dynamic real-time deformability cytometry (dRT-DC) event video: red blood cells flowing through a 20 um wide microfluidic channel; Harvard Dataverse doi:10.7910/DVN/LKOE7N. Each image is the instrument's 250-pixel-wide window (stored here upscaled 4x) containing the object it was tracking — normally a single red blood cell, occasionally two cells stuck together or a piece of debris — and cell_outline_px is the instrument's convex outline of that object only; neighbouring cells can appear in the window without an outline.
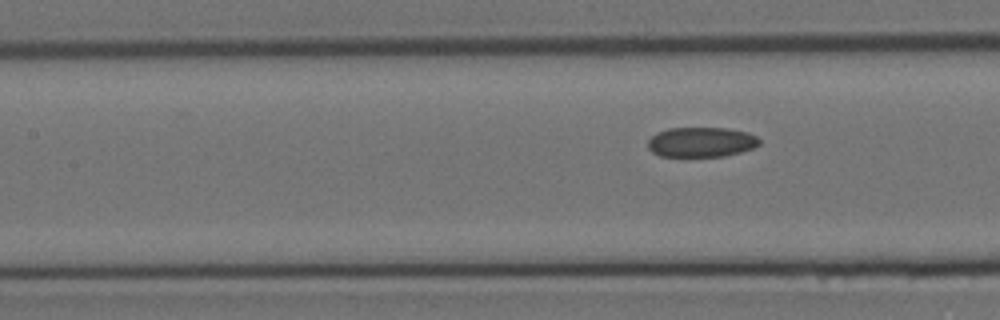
{"species": "Egyptian fruit bat (a non-hibernating species)", "species_latin": "Rousettus aegyptiacus", "temperature_condition": "room temperature", "stored_images_in_passage": 8, "segment_of_instrument_passage": [2, 2], "camera_frame_rate_fps": 3000, "um_per_image_px": 0.085, "animal": {"sex": "female"}, "frame": {"image": 1, "passage_image": 8, "time_ms": 2.333, "image_size_px": [1000, 320], "cell_outline_px": [[760, 144], [752, 148], [740, 152], [724, 156], [660, 156], [652, 152], [648, 148], [648, 140], [656, 132], [668, 128], [724, 128], [748, 132], [756, 136], [760, 140]], "centroid_in_image_um": [59.59, 12.07], "position_along_channel_um": 147.8, "area_um2": 19.42}}